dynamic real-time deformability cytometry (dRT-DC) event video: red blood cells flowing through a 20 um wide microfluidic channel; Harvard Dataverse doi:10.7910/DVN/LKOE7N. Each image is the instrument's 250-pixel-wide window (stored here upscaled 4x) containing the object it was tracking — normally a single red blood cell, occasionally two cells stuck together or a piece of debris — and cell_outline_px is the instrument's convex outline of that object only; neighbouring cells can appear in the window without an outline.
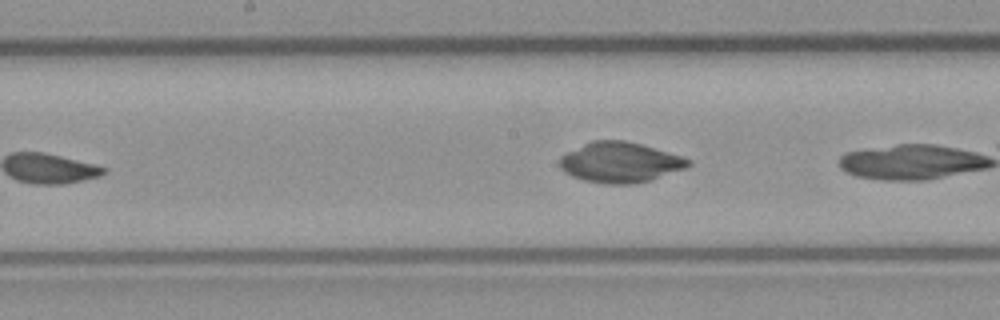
{"species": "common noctule bat (a hibernating species)", "species_latin": "Nyctalus noctula", "temperature_condition": "room temperature", "stored_images_in_passage": 41, "camera_frame_rate_fps": 3000, "um_per_image_px": 0.085, "animal": {"sex": "male", "body_mass_g": 23.1, "forearm_length_mm": 52.7}, "frame": {"image": 1, "passage_image": 18, "time_ms": 5.667, "image_size_px": [1000, 320], "cell_outline_px": [[692, 164], [688, 168], [652, 180], [632, 184], [604, 184], [584, 180], [572, 176], [564, 172], [560, 168], [560, 156], [592, 140], [624, 140], [640, 144], [684, 156], [692, 160]], "centroid_in_image_um": [52.76, 13.81], "position_along_channel_um": 195.4, "area_um2": 30.46}, "authors_computed_cell_mechanics": {"area_um2": 29.767, "velocity_mm_per_s": 3.9567, "shape_relaxation_time_tau1_ms": null, "shape_relaxation_time_tau2_ms": 2.5212, "deformation_change_tau1": null, "deformation_change_tau2": 0.0333}}